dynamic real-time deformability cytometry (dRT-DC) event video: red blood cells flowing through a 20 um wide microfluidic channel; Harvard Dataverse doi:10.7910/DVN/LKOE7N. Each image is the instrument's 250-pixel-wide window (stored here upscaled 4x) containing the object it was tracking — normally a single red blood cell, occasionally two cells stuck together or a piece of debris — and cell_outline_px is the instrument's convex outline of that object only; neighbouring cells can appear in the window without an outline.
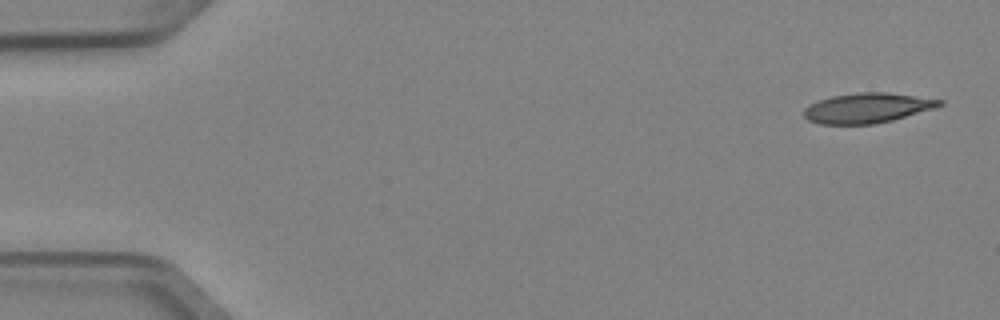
{"species": "Egyptian fruit bat (a non-hibernating species)", "species_latin": "Rousettus aegyptiacus", "temperature_condition": "cold", "stored_images_in_passage": 4, "camera_frame_rate_fps": 3000, "um_per_image_px": 0.085, "animal": {"sex": "female"}, "frame": {"image": 1, "passage_image": 1, "time_ms": 0.0, "image_size_px": [1000, 320], "cell_outline_px": [[944, 104], [932, 108], [892, 120], [872, 124], [820, 124], [808, 120], [804, 116], [804, 108], [808, 104], [832, 96], [856, 92], [884, 92], [944, 100]], "centroid_in_image_um": [73.67, 9.17], "position_along_channel_um": 11.3, "area_um2": 23.41}}
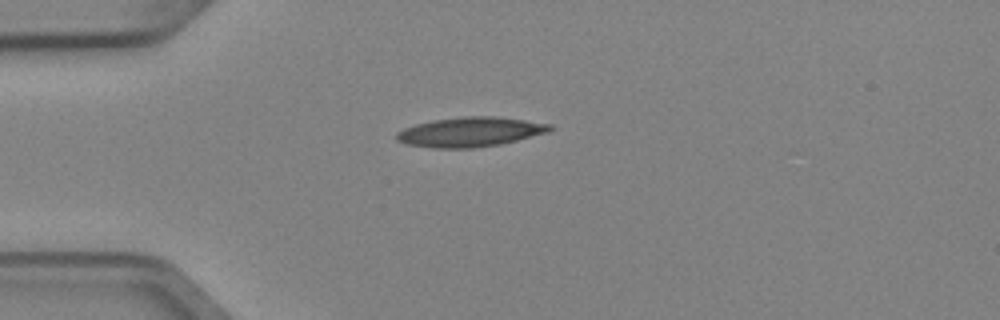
{"frame": {"image": 2, "passage_image": 4, "time_ms": 1.0, "image_size_px": [1000, 320], "cell_outline_px": [[556, 128], [548, 132], [500, 144], [472, 148], [432, 148], [408, 144], [396, 140], [396, 132], [404, 128], [416, 124], [432, 120], [464, 116], [496, 116], [552, 124]], "centroid_in_image_um": [39.97, 11.21], "position_along_channel_um": 45.0, "area_um2": 26.47}}